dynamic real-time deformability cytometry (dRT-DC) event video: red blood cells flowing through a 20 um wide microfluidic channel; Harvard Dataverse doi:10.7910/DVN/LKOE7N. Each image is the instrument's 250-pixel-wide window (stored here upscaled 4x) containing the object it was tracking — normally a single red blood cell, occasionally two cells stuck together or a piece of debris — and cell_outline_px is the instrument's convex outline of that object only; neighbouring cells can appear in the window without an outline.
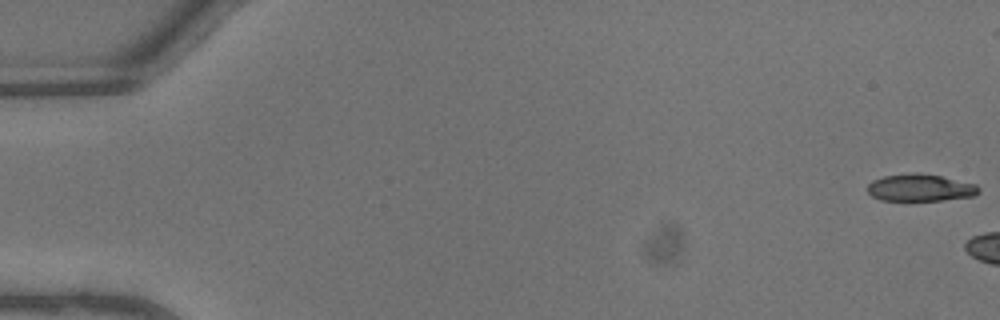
{"species": "common noctule bat (a hibernating species)", "species_latin": "Nyctalus noctula", "temperature_condition": "warm", "stored_images_in_passage": 5, "camera_frame_rate_fps": 3000, "um_per_image_px": 0.085, "animal": {"sex": "male", "body_mass_g": 13.3}, "frame": {"image": 1, "passage_image": 1, "time_ms": 0.0, "image_size_px": [1000, 320], "cell_outline_px": [[980, 192], [976, 196], [944, 200], [880, 200], [872, 196], [868, 192], [868, 184], [872, 180], [884, 176], [916, 172], [920, 172], [940, 176], [976, 184], [980, 188]], "centroid_in_image_um": [78.24, 15.95], "position_along_channel_um": 6.8, "area_um2": 17.69}}